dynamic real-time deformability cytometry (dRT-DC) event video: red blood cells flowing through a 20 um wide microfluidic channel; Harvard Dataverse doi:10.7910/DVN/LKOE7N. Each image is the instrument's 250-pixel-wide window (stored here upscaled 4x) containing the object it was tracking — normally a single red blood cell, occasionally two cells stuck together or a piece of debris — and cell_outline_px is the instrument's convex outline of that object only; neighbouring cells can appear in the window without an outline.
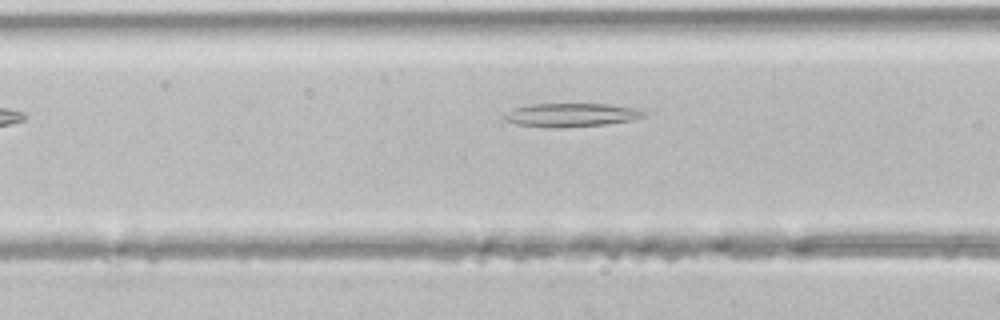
{"species": "common noctule bat (a hibernating species)", "species_latin": "Nyctalus noctula", "temperature_condition": "room temperature", "stored_images_in_passage": 4, "camera_frame_rate_fps": 3000, "um_per_image_px": 0.085, "animal": {"sex": "male", "body_mass_g": 21.5, "forearm_length_mm": 52.0}, "frame": {"image": 1, "passage_image": 4, "time_ms": 1.0, "image_size_px": [1000, 320], "cell_outline_px": [[644, 116], [632, 120], [604, 124], [560, 128], [548, 128], [520, 124], [504, 120], [504, 116], [512, 108], [532, 104], [608, 104], [636, 108], [644, 112]], "centroid_in_image_um": [48.54, 9.77], "position_along_channel_um": 118.1, "area_um2": 18.96}}